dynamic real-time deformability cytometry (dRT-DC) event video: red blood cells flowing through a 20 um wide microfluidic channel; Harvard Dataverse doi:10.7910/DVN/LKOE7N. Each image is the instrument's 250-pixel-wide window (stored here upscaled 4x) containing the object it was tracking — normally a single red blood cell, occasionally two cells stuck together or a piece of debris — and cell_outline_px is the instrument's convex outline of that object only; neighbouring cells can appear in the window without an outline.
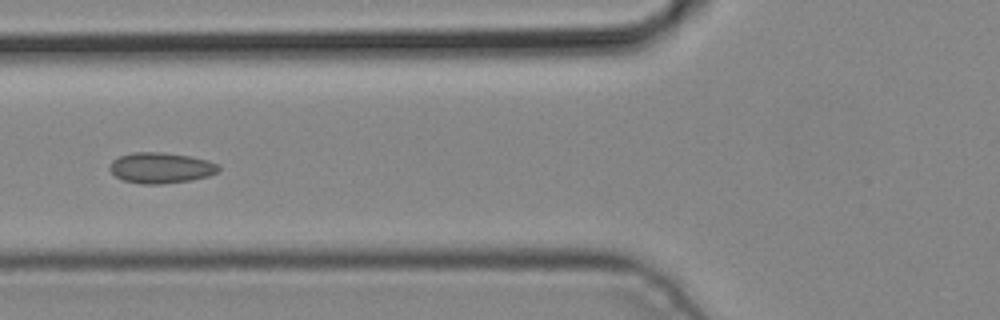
{"species": "common noctule bat (a hibernating species)", "species_latin": "Nyctalus noctula", "temperature_condition": "cold", "stored_images_in_passage": 5, "camera_frame_rate_fps": 3000, "um_per_image_px": 0.085, "animal": {"sex": "male", "body_mass_g": 19.2, "forearm_length_mm": 51.8}, "frame": {"image": 1, "passage_image": 5, "time_ms": 1.333, "image_size_px": [1000, 320], "cell_outline_px": [[220, 168], [216, 172], [208, 176], [192, 180], [164, 184], [140, 184], [124, 180], [116, 176], [108, 168], [112, 160], [120, 156], [132, 152], [160, 152], [188, 156], [208, 160], [220, 164]], "centroid_in_image_um": [13.68, 14.27], "position_along_channel_um": 112.1, "area_um2": 19.54}}